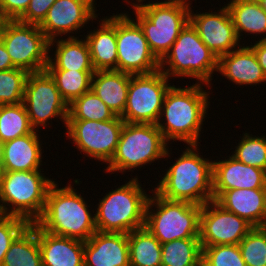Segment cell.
I'll return each mask as SVG.
<instances>
[{"label":"cell","instance_id":"60d3db41","mask_svg":"<svg viewBox=\"0 0 266 266\" xmlns=\"http://www.w3.org/2000/svg\"><path fill=\"white\" fill-rule=\"evenodd\" d=\"M258 38V41L253 40L254 43L250 42L249 46L256 54L259 65L262 67L263 73L266 76V40H260V37Z\"/></svg>","mask_w":266,"mask_h":266},{"label":"cell","instance_id":"4dcf8cb0","mask_svg":"<svg viewBox=\"0 0 266 266\" xmlns=\"http://www.w3.org/2000/svg\"><path fill=\"white\" fill-rule=\"evenodd\" d=\"M34 130L23 102L0 105V138L4 142L27 135Z\"/></svg>","mask_w":266,"mask_h":266},{"label":"cell","instance_id":"7402d4cb","mask_svg":"<svg viewBox=\"0 0 266 266\" xmlns=\"http://www.w3.org/2000/svg\"><path fill=\"white\" fill-rule=\"evenodd\" d=\"M41 131L17 137L4 143L2 171L44 170L43 141L39 137ZM42 166V167H41ZM42 168V169H41Z\"/></svg>","mask_w":266,"mask_h":266},{"label":"cell","instance_id":"d590c367","mask_svg":"<svg viewBox=\"0 0 266 266\" xmlns=\"http://www.w3.org/2000/svg\"><path fill=\"white\" fill-rule=\"evenodd\" d=\"M238 246L246 266H266V226L253 227Z\"/></svg>","mask_w":266,"mask_h":266},{"label":"cell","instance_id":"ac0fdd59","mask_svg":"<svg viewBox=\"0 0 266 266\" xmlns=\"http://www.w3.org/2000/svg\"><path fill=\"white\" fill-rule=\"evenodd\" d=\"M226 157L213 161V200L227 190L266 189L265 170L246 165L232 155Z\"/></svg>","mask_w":266,"mask_h":266},{"label":"cell","instance_id":"2e32d148","mask_svg":"<svg viewBox=\"0 0 266 266\" xmlns=\"http://www.w3.org/2000/svg\"><path fill=\"white\" fill-rule=\"evenodd\" d=\"M252 228L245 219L226 211L214 200L202 205L199 225L202 247L239 244Z\"/></svg>","mask_w":266,"mask_h":266},{"label":"cell","instance_id":"7c38bea8","mask_svg":"<svg viewBox=\"0 0 266 266\" xmlns=\"http://www.w3.org/2000/svg\"><path fill=\"white\" fill-rule=\"evenodd\" d=\"M171 80L159 69L149 74L132 75L127 102L121 118L125 123L156 124Z\"/></svg>","mask_w":266,"mask_h":266},{"label":"cell","instance_id":"836d02e7","mask_svg":"<svg viewBox=\"0 0 266 266\" xmlns=\"http://www.w3.org/2000/svg\"><path fill=\"white\" fill-rule=\"evenodd\" d=\"M245 130L231 155L238 161L266 171V135H252Z\"/></svg>","mask_w":266,"mask_h":266},{"label":"cell","instance_id":"ffe728a7","mask_svg":"<svg viewBox=\"0 0 266 266\" xmlns=\"http://www.w3.org/2000/svg\"><path fill=\"white\" fill-rule=\"evenodd\" d=\"M225 80L241 86H259L266 83V76L259 65L256 54L249 42L218 58V70Z\"/></svg>","mask_w":266,"mask_h":266},{"label":"cell","instance_id":"b9f144b4","mask_svg":"<svg viewBox=\"0 0 266 266\" xmlns=\"http://www.w3.org/2000/svg\"><path fill=\"white\" fill-rule=\"evenodd\" d=\"M16 68L9 56V53L6 50V47L0 38V71L10 70Z\"/></svg>","mask_w":266,"mask_h":266},{"label":"cell","instance_id":"1f68e13d","mask_svg":"<svg viewBox=\"0 0 266 266\" xmlns=\"http://www.w3.org/2000/svg\"><path fill=\"white\" fill-rule=\"evenodd\" d=\"M55 81L62 98L69 105L74 99L91 90L95 71L46 70Z\"/></svg>","mask_w":266,"mask_h":266},{"label":"cell","instance_id":"52a82bcc","mask_svg":"<svg viewBox=\"0 0 266 266\" xmlns=\"http://www.w3.org/2000/svg\"><path fill=\"white\" fill-rule=\"evenodd\" d=\"M157 1V2H156ZM143 2H145L143 4ZM190 4L171 0H146L131 5L150 50L161 61L189 22Z\"/></svg>","mask_w":266,"mask_h":266},{"label":"cell","instance_id":"3957f363","mask_svg":"<svg viewBox=\"0 0 266 266\" xmlns=\"http://www.w3.org/2000/svg\"><path fill=\"white\" fill-rule=\"evenodd\" d=\"M74 187L70 183L61 187L55 181L48 190L43 213L35 224L54 235L87 241L97 231L95 209H89L91 204L88 205L86 197Z\"/></svg>","mask_w":266,"mask_h":266},{"label":"cell","instance_id":"44dd1931","mask_svg":"<svg viewBox=\"0 0 266 266\" xmlns=\"http://www.w3.org/2000/svg\"><path fill=\"white\" fill-rule=\"evenodd\" d=\"M97 28L84 35L95 71H117L116 14L102 16ZM96 28V29H95Z\"/></svg>","mask_w":266,"mask_h":266},{"label":"cell","instance_id":"f546056e","mask_svg":"<svg viewBox=\"0 0 266 266\" xmlns=\"http://www.w3.org/2000/svg\"><path fill=\"white\" fill-rule=\"evenodd\" d=\"M161 266H202L199 238L176 239L162 244Z\"/></svg>","mask_w":266,"mask_h":266},{"label":"cell","instance_id":"83f0119b","mask_svg":"<svg viewBox=\"0 0 266 266\" xmlns=\"http://www.w3.org/2000/svg\"><path fill=\"white\" fill-rule=\"evenodd\" d=\"M2 266H42L37 225L29 224L12 242Z\"/></svg>","mask_w":266,"mask_h":266},{"label":"cell","instance_id":"bcb514c9","mask_svg":"<svg viewBox=\"0 0 266 266\" xmlns=\"http://www.w3.org/2000/svg\"><path fill=\"white\" fill-rule=\"evenodd\" d=\"M123 1H124V3L126 2V4L128 3V5L131 6V5H134V4H136V3L140 2V1H143V0H135V1L134 0H132V1L130 0L131 2L129 0H123Z\"/></svg>","mask_w":266,"mask_h":266},{"label":"cell","instance_id":"d6986e66","mask_svg":"<svg viewBox=\"0 0 266 266\" xmlns=\"http://www.w3.org/2000/svg\"><path fill=\"white\" fill-rule=\"evenodd\" d=\"M84 266H130L128 234L96 231L84 241Z\"/></svg>","mask_w":266,"mask_h":266},{"label":"cell","instance_id":"f6af8a7d","mask_svg":"<svg viewBox=\"0 0 266 266\" xmlns=\"http://www.w3.org/2000/svg\"><path fill=\"white\" fill-rule=\"evenodd\" d=\"M261 8L266 12V0H257Z\"/></svg>","mask_w":266,"mask_h":266},{"label":"cell","instance_id":"6da1fadb","mask_svg":"<svg viewBox=\"0 0 266 266\" xmlns=\"http://www.w3.org/2000/svg\"><path fill=\"white\" fill-rule=\"evenodd\" d=\"M205 86L210 90H205ZM211 90L213 89L209 85L194 82L187 87L174 84L170 86L156 123L168 144L182 141L187 145H201L203 122L208 116L209 105L211 106Z\"/></svg>","mask_w":266,"mask_h":266},{"label":"cell","instance_id":"9c48e42d","mask_svg":"<svg viewBox=\"0 0 266 266\" xmlns=\"http://www.w3.org/2000/svg\"><path fill=\"white\" fill-rule=\"evenodd\" d=\"M151 194L146 206L145 227L161 244L199 238L201 205L165 199L153 188Z\"/></svg>","mask_w":266,"mask_h":266},{"label":"cell","instance_id":"ba28073f","mask_svg":"<svg viewBox=\"0 0 266 266\" xmlns=\"http://www.w3.org/2000/svg\"><path fill=\"white\" fill-rule=\"evenodd\" d=\"M159 69L171 80L180 77L196 79V83L212 87L213 76L218 70V58L201 41L196 29L188 22L160 61Z\"/></svg>","mask_w":266,"mask_h":266},{"label":"cell","instance_id":"4fadbf2b","mask_svg":"<svg viewBox=\"0 0 266 266\" xmlns=\"http://www.w3.org/2000/svg\"><path fill=\"white\" fill-rule=\"evenodd\" d=\"M127 11L116 14L117 71L131 75L149 74L160 68L139 24Z\"/></svg>","mask_w":266,"mask_h":266},{"label":"cell","instance_id":"cb8c5ba5","mask_svg":"<svg viewBox=\"0 0 266 266\" xmlns=\"http://www.w3.org/2000/svg\"><path fill=\"white\" fill-rule=\"evenodd\" d=\"M42 266H84V241L58 236L37 226Z\"/></svg>","mask_w":266,"mask_h":266},{"label":"cell","instance_id":"4316f807","mask_svg":"<svg viewBox=\"0 0 266 266\" xmlns=\"http://www.w3.org/2000/svg\"><path fill=\"white\" fill-rule=\"evenodd\" d=\"M225 6L228 8L236 34L242 44H246L247 41H241V39L243 37L242 40H244L247 35L248 37L252 35L253 39L260 36V40H266V12L257 0H230Z\"/></svg>","mask_w":266,"mask_h":266},{"label":"cell","instance_id":"5b68a950","mask_svg":"<svg viewBox=\"0 0 266 266\" xmlns=\"http://www.w3.org/2000/svg\"><path fill=\"white\" fill-rule=\"evenodd\" d=\"M169 147L156 124L124 123L115 154L103 173L124 175L155 161H166L173 155Z\"/></svg>","mask_w":266,"mask_h":266},{"label":"cell","instance_id":"d6a6232c","mask_svg":"<svg viewBox=\"0 0 266 266\" xmlns=\"http://www.w3.org/2000/svg\"><path fill=\"white\" fill-rule=\"evenodd\" d=\"M115 117L114 112L92 90L83 93L68 105L67 120L107 121Z\"/></svg>","mask_w":266,"mask_h":266},{"label":"cell","instance_id":"e575fe53","mask_svg":"<svg viewBox=\"0 0 266 266\" xmlns=\"http://www.w3.org/2000/svg\"><path fill=\"white\" fill-rule=\"evenodd\" d=\"M29 72L21 68L0 71V105L23 102Z\"/></svg>","mask_w":266,"mask_h":266},{"label":"cell","instance_id":"ab89813d","mask_svg":"<svg viewBox=\"0 0 266 266\" xmlns=\"http://www.w3.org/2000/svg\"><path fill=\"white\" fill-rule=\"evenodd\" d=\"M30 0H0V8L10 20H18L26 11Z\"/></svg>","mask_w":266,"mask_h":266},{"label":"cell","instance_id":"7bdbcfd3","mask_svg":"<svg viewBox=\"0 0 266 266\" xmlns=\"http://www.w3.org/2000/svg\"><path fill=\"white\" fill-rule=\"evenodd\" d=\"M9 21L10 19L6 16V14L0 8V37L3 34V31L5 30V27Z\"/></svg>","mask_w":266,"mask_h":266},{"label":"cell","instance_id":"5bb4252c","mask_svg":"<svg viewBox=\"0 0 266 266\" xmlns=\"http://www.w3.org/2000/svg\"><path fill=\"white\" fill-rule=\"evenodd\" d=\"M0 38L16 68L29 73L45 70L48 63L49 41L39 25L10 20Z\"/></svg>","mask_w":266,"mask_h":266},{"label":"cell","instance_id":"7dc6e473","mask_svg":"<svg viewBox=\"0 0 266 266\" xmlns=\"http://www.w3.org/2000/svg\"><path fill=\"white\" fill-rule=\"evenodd\" d=\"M171 1H180V2H184V3H188V4L192 5L191 0H171Z\"/></svg>","mask_w":266,"mask_h":266},{"label":"cell","instance_id":"484cf974","mask_svg":"<svg viewBox=\"0 0 266 266\" xmlns=\"http://www.w3.org/2000/svg\"><path fill=\"white\" fill-rule=\"evenodd\" d=\"M131 76L116 70L95 71L92 75L91 90L116 116L124 113Z\"/></svg>","mask_w":266,"mask_h":266},{"label":"cell","instance_id":"f35d334b","mask_svg":"<svg viewBox=\"0 0 266 266\" xmlns=\"http://www.w3.org/2000/svg\"><path fill=\"white\" fill-rule=\"evenodd\" d=\"M56 0H30L25 13L18 21L26 24L40 25L46 18L48 10Z\"/></svg>","mask_w":266,"mask_h":266},{"label":"cell","instance_id":"603a6c76","mask_svg":"<svg viewBox=\"0 0 266 266\" xmlns=\"http://www.w3.org/2000/svg\"><path fill=\"white\" fill-rule=\"evenodd\" d=\"M226 211L235 213L253 227L266 226V189H232L215 200Z\"/></svg>","mask_w":266,"mask_h":266},{"label":"cell","instance_id":"9a60e30c","mask_svg":"<svg viewBox=\"0 0 266 266\" xmlns=\"http://www.w3.org/2000/svg\"><path fill=\"white\" fill-rule=\"evenodd\" d=\"M97 0H56L39 25L48 41L59 38H75L90 21L99 19ZM96 5V6H95ZM97 12V13H96ZM79 30V31H78ZM81 31V32H80ZM76 34V35H73Z\"/></svg>","mask_w":266,"mask_h":266},{"label":"cell","instance_id":"ee69618b","mask_svg":"<svg viewBox=\"0 0 266 266\" xmlns=\"http://www.w3.org/2000/svg\"><path fill=\"white\" fill-rule=\"evenodd\" d=\"M4 143L5 142L0 138V173L2 172V165H3Z\"/></svg>","mask_w":266,"mask_h":266},{"label":"cell","instance_id":"30bf717a","mask_svg":"<svg viewBox=\"0 0 266 266\" xmlns=\"http://www.w3.org/2000/svg\"><path fill=\"white\" fill-rule=\"evenodd\" d=\"M124 123L120 116L107 121L67 120L65 134L84 158L107 165L115 154Z\"/></svg>","mask_w":266,"mask_h":266},{"label":"cell","instance_id":"74e56055","mask_svg":"<svg viewBox=\"0 0 266 266\" xmlns=\"http://www.w3.org/2000/svg\"><path fill=\"white\" fill-rule=\"evenodd\" d=\"M29 225V223L16 216L0 215V266L6 252L15 238Z\"/></svg>","mask_w":266,"mask_h":266},{"label":"cell","instance_id":"277c9868","mask_svg":"<svg viewBox=\"0 0 266 266\" xmlns=\"http://www.w3.org/2000/svg\"><path fill=\"white\" fill-rule=\"evenodd\" d=\"M130 176L129 181L116 189L112 188L94 206L97 231L128 234L145 227L146 206L151 191L147 194L148 190H144L139 177Z\"/></svg>","mask_w":266,"mask_h":266},{"label":"cell","instance_id":"8992f818","mask_svg":"<svg viewBox=\"0 0 266 266\" xmlns=\"http://www.w3.org/2000/svg\"><path fill=\"white\" fill-rule=\"evenodd\" d=\"M42 170L0 173V215L16 216L35 223L43 213L49 188L55 178Z\"/></svg>","mask_w":266,"mask_h":266},{"label":"cell","instance_id":"f1b7e54d","mask_svg":"<svg viewBox=\"0 0 266 266\" xmlns=\"http://www.w3.org/2000/svg\"><path fill=\"white\" fill-rule=\"evenodd\" d=\"M130 266H161L160 241L142 227L128 233Z\"/></svg>","mask_w":266,"mask_h":266},{"label":"cell","instance_id":"8fae6325","mask_svg":"<svg viewBox=\"0 0 266 266\" xmlns=\"http://www.w3.org/2000/svg\"><path fill=\"white\" fill-rule=\"evenodd\" d=\"M23 104L35 130L40 131L42 127L50 128L53 124L52 119L53 121L59 119L65 125L62 127L66 128L68 104L46 70L29 73L25 84Z\"/></svg>","mask_w":266,"mask_h":266},{"label":"cell","instance_id":"d4e9b609","mask_svg":"<svg viewBox=\"0 0 266 266\" xmlns=\"http://www.w3.org/2000/svg\"><path fill=\"white\" fill-rule=\"evenodd\" d=\"M45 70L95 71L84 37L56 38L49 41L48 63Z\"/></svg>","mask_w":266,"mask_h":266},{"label":"cell","instance_id":"e0dca14e","mask_svg":"<svg viewBox=\"0 0 266 266\" xmlns=\"http://www.w3.org/2000/svg\"><path fill=\"white\" fill-rule=\"evenodd\" d=\"M209 12H194L190 6L189 22L196 29L201 41L219 58L232 50L239 48L242 43L233 25L228 8L225 6Z\"/></svg>","mask_w":266,"mask_h":266},{"label":"cell","instance_id":"7a4b0ae2","mask_svg":"<svg viewBox=\"0 0 266 266\" xmlns=\"http://www.w3.org/2000/svg\"><path fill=\"white\" fill-rule=\"evenodd\" d=\"M187 146V147H186ZM181 155L165 167L154 191L165 199L204 205L213 201V161L200 155V144L185 145ZM183 152V153H182Z\"/></svg>","mask_w":266,"mask_h":266},{"label":"cell","instance_id":"8d00e7d4","mask_svg":"<svg viewBox=\"0 0 266 266\" xmlns=\"http://www.w3.org/2000/svg\"><path fill=\"white\" fill-rule=\"evenodd\" d=\"M202 266H246L238 244L202 247Z\"/></svg>","mask_w":266,"mask_h":266}]
</instances>
